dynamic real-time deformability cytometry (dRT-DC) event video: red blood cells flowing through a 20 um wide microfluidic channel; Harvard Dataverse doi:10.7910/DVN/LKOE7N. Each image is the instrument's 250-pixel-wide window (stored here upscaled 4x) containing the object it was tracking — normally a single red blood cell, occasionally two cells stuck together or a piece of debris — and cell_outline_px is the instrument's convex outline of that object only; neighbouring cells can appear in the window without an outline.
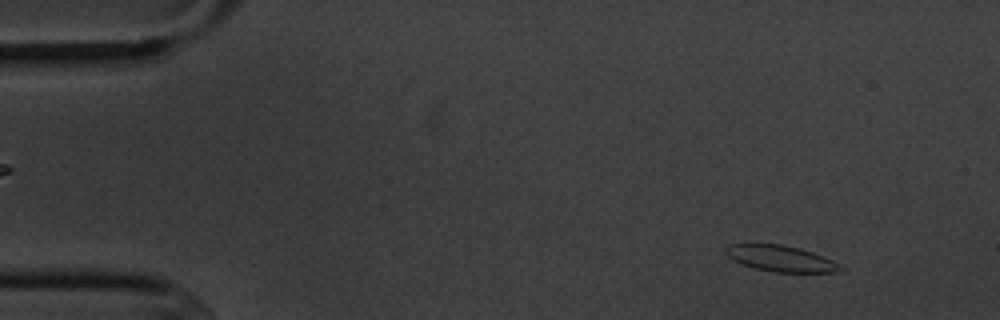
{"species": "common noctule bat (a hibernating species)", "species_latin": "Nyctalus noctula", "temperature_condition": "cold", "stored_images_in_passage": 5, "camera_frame_rate_fps": 3000, "um_per_image_px": 0.085, "animal": {"sex": "male", "body_mass_g": 20.1, "forearm_length_mm": 53.5}, "frame": {"image": 1, "passage_image": 1, "time_ms": 0.0, "image_size_px": [1000, 320], "cell_outline_px": [[844, 268], [836, 272], [772, 272], [740, 264], [732, 260], [724, 252], [724, 248], [728, 244], [780, 244], [800, 248], [824, 256], [832, 260]], "centroid_in_image_um": [66.31, 21.97], "position_along_channel_um": 18.7, "area_um2": 17.46}}
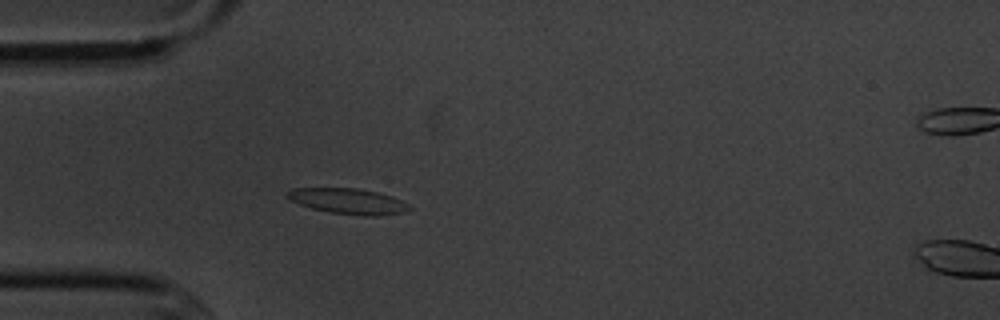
{"frame": {"image": 2, "passage_image": 4, "time_ms": 3.333, "image_size_px": [1000, 320], "cell_outline_px": [[412, 208], [404, 212], [380, 216], [364, 216], [332, 212], [312, 208], [300, 204], [292, 200], [288, 196], [288, 192], [292, 188], [356, 188], [376, 192], [392, 196], [408, 204]], "centroid_in_image_um": [29.65, 17.1], "position_along_channel_um": 55.4, "area_um2": 17.92}}